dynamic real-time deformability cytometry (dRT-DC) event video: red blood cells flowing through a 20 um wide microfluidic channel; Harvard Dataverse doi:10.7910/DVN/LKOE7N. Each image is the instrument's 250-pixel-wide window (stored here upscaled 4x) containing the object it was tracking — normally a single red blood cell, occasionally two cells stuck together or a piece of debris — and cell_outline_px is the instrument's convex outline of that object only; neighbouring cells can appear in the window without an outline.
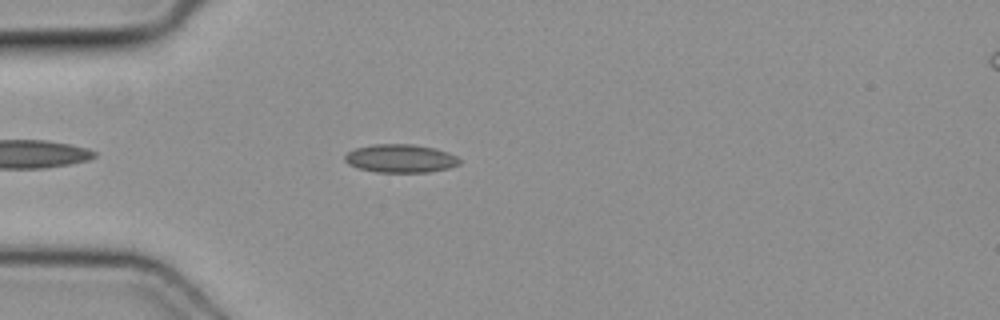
{"species": "common noctule bat (a hibernating species)", "species_latin": "Nyctalus noctula", "temperature_condition": "cold", "stored_images_in_passage": 40, "camera_frame_rate_fps": 3000, "um_per_image_px": 0.085, "animal": {"sex": "female", "body_mass_g": 19.3, "forearm_length_mm": 54.1}, "frame": {"image": 1, "passage_image": 5, "time_ms": 1.333, "image_size_px": [1000, 320], "cell_outline_px": [[460, 164], [448, 168], [428, 172], [376, 172], [360, 168], [348, 164], [344, 160], [344, 156], [348, 152], [356, 148], [372, 144], [412, 144], [436, 148], [456, 156], [460, 160]], "centroid_in_image_um": [34.03, 13.46], "position_along_channel_um": 51.0, "area_um2": 18.84}}
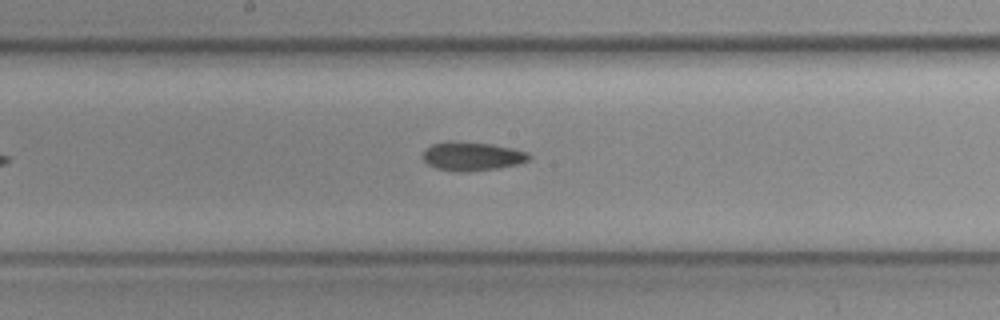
{"frame": {"image": 2, "passage_image": 17, "time_ms": 5.333, "image_size_px": [1000, 320], "cell_outline_px": [[532, 156], [528, 160], [516, 164], [496, 168], [468, 172], [436, 168], [428, 164], [424, 160], [424, 152], [432, 144], [492, 144], [512, 148], [528, 152]], "centroid_in_image_um": [40.21, 13.32], "position_along_channel_um": 208.0, "area_um2": 16.7}}
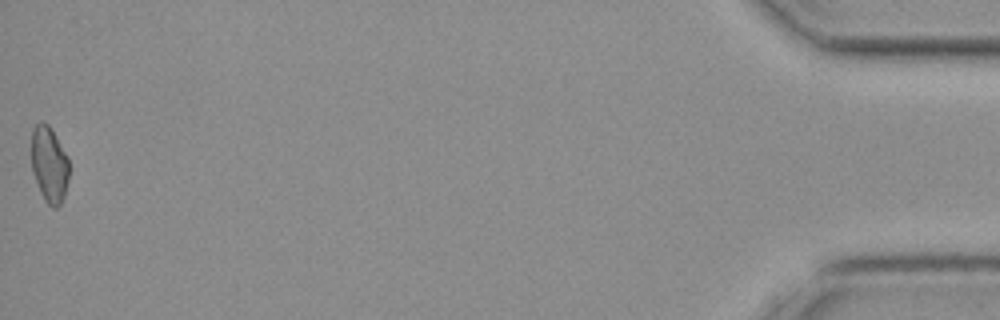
{"frame": {"image": 3, "passage_image": 40, "time_ms": 13.0, "image_size_px": [1000, 320], "cell_outline_px": [[68, 180], [64, 196], [60, 204], [56, 208], [52, 208], [44, 200], [40, 192], [32, 172], [32, 128], [40, 120], [48, 124], [68, 156]], "centroid_in_image_um": [4.18, 13.98], "position_along_channel_um": 431.0, "area_um2": 16.7}}